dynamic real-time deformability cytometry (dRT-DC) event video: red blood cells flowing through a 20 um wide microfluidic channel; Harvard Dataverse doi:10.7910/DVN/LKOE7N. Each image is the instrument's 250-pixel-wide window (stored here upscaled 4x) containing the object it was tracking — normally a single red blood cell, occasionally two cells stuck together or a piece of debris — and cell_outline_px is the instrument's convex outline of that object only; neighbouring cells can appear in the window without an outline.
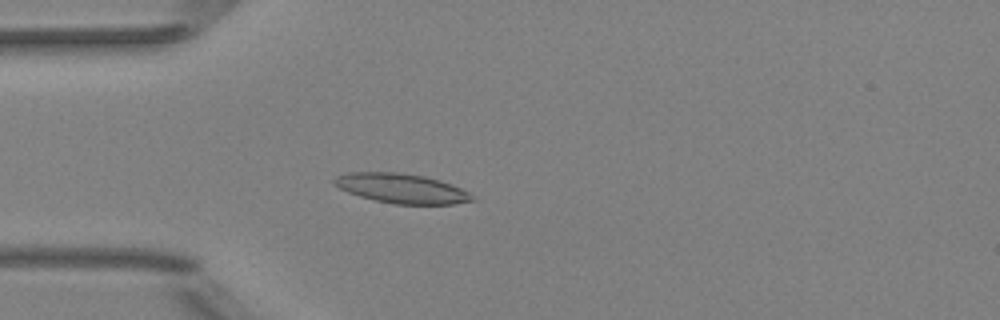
{"species": "Egyptian fruit bat (a non-hibernating species)", "species_latin": "Rousettus aegyptiacus", "temperature_condition": "room temperature", "stored_images_in_passage": 52, "camera_frame_rate_fps": 3000, "um_per_image_px": 0.085, "animal": {"sex": "female"}, "frame": {"image": 1, "passage_image": 15, "time_ms": 4.667, "image_size_px": [1000, 320], "cell_outline_px": [[476, 200], [452, 204], [392, 204], [360, 196], [348, 192], [332, 184], [332, 180], [336, 176], [348, 172], [396, 172], [424, 176], [440, 180], [460, 188], [476, 196]], "centroid_in_image_um": [34.13, 16.01], "position_along_channel_um": 50.9, "area_um2": 23.81}}
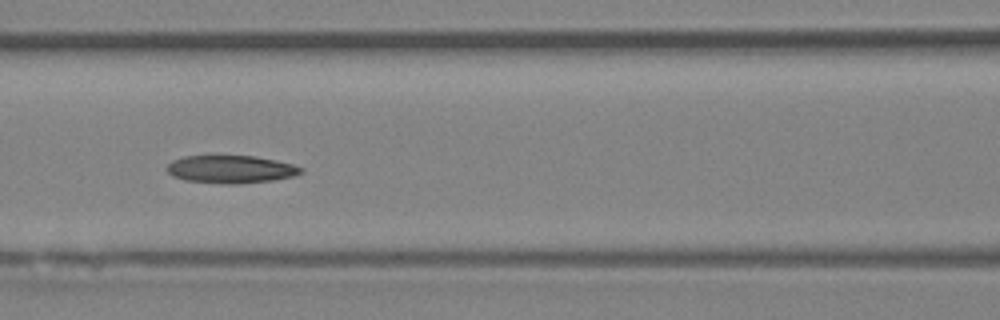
{"frame": {"image": 2, "passage_image": 23, "time_ms": 7.333, "image_size_px": [1000, 320], "cell_outline_px": [[304, 172], [296, 176], [272, 180], [240, 184], [224, 184], [184, 180], [172, 176], [164, 168], [172, 160], [184, 156], [256, 156], [276, 160], [292, 164], [304, 168]], "centroid_in_image_um": [19.63, 14.39], "position_along_channel_um": 147.0, "area_um2": 21.96}}
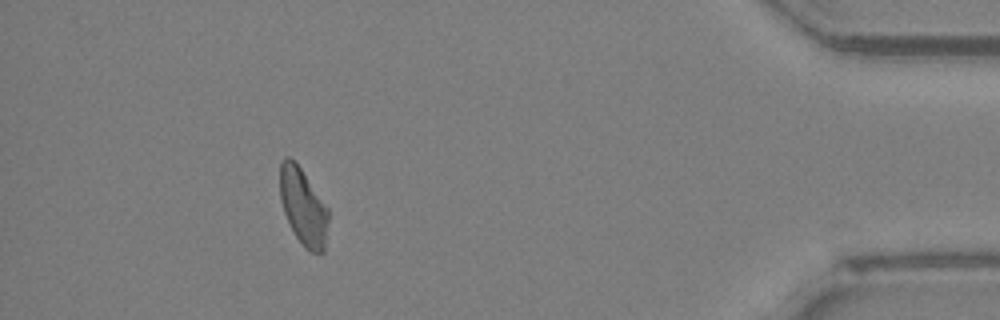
{"frame": {"image": 3, "passage_image": 47, "time_ms": 15.333, "image_size_px": [1000, 320], "cell_outline_px": [[328, 220], [324, 252], [308, 252], [304, 248], [296, 236], [284, 212], [280, 200], [280, 164], [284, 156], [288, 156], [300, 168], [328, 208]], "centroid_in_image_um": [25.76, 17.59], "position_along_channel_um": 409.4, "area_um2": 21.33}}